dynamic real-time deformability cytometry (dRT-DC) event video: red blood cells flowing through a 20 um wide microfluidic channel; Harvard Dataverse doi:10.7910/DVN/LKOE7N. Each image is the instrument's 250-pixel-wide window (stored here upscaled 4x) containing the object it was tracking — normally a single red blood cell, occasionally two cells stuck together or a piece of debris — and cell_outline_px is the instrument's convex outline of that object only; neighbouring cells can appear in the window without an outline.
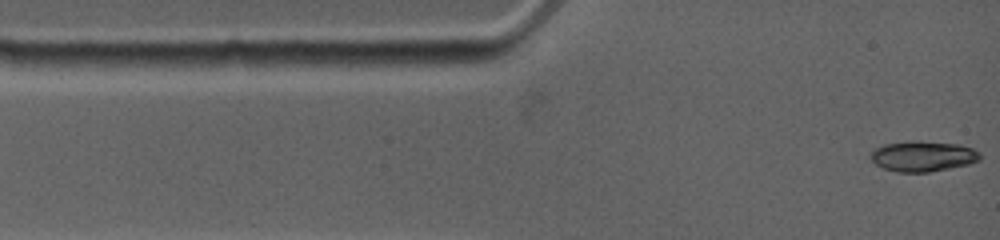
{"species": "common noctule bat (a hibernating species)", "species_latin": "Nyctalus noctula", "temperature_condition": "warm", "stored_images_in_passage": 10, "camera_frame_rate_fps": 4500, "um_per_image_px": 0.085, "animal": {"sex": "female", "body_mass_g": 19.0, "forearm_length_mm": 53.3}, "frame": {"image": 1, "passage_image": 1, "time_ms": 0.0, "image_size_px": [1000, 240], "cell_outline_px": [[980, 160], [968, 164], [928, 172], [896, 172], [884, 168], [876, 164], [872, 160], [872, 152], [876, 148], [884, 144], [912, 140], [916, 140], [960, 144], [972, 148], [980, 152]], "centroid_in_image_um": [78.47, 13.26], "position_along_channel_um": 6.5, "area_um2": 19.36}}
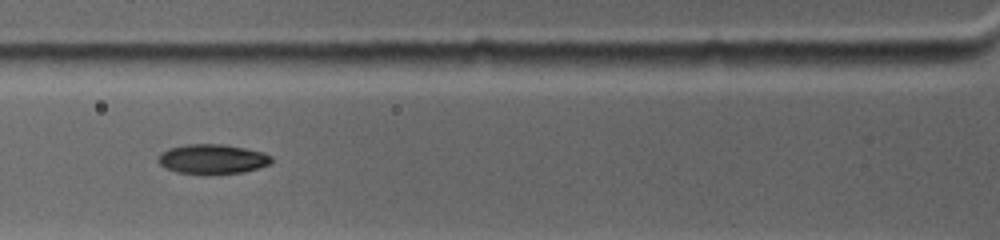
{"frame": {"image": 2, "passage_image": 6, "time_ms": 3.778, "image_size_px": [1000, 240], "cell_outline_px": [[272, 160], [268, 164], [244, 172], [176, 172], [164, 168], [156, 160], [160, 152], [168, 148], [188, 144], [224, 144], [264, 152], [272, 156]], "centroid_in_image_um": [18.01, 13.48], "position_along_channel_um": 107.8, "area_um2": 19.13}}
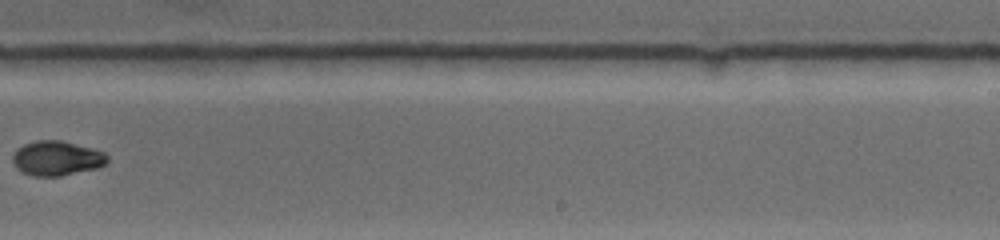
{"frame": {"image": 3, "passage_image": 10, "time_ms": 8.444, "image_size_px": [1000, 240], "cell_outline_px": [[108, 160], [100, 168], [60, 176], [32, 176], [16, 168], [12, 164], [12, 156], [24, 144], [36, 140], [60, 140], [92, 148], [104, 152], [108, 156]], "centroid_in_image_um": [4.84, 13.46], "position_along_channel_um": 284.2, "area_um2": 19.13}}